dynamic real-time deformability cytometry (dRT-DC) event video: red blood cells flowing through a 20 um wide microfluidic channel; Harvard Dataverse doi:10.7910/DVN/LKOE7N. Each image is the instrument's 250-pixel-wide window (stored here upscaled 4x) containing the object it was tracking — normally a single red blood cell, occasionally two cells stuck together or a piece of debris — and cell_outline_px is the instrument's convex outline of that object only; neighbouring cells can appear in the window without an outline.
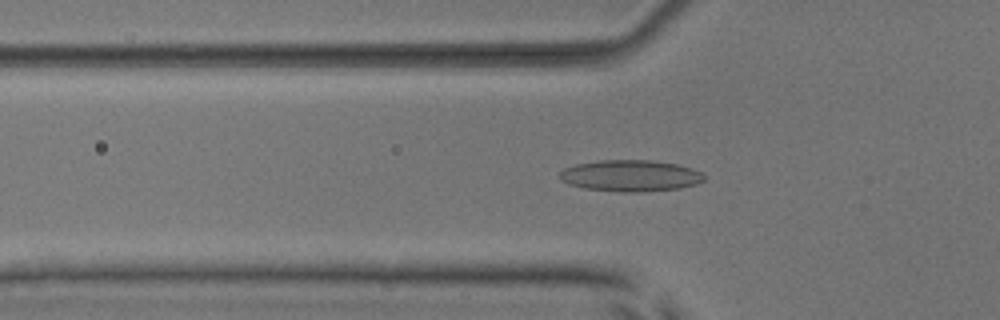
{"species": "common noctule bat (a hibernating species)", "species_latin": "Nyctalus noctula", "temperature_condition": "room temperature", "stored_images_in_passage": 51, "camera_frame_rate_fps": 3000, "um_per_image_px": 0.085, "animal": {"sex": "male", "body_mass_g": 17.9, "forearm_length_mm": 54.2}, "frame": {"image": 1, "passage_image": 16, "time_ms": 5.0, "image_size_px": [1000, 320], "cell_outline_px": [[704, 180], [696, 184], [680, 188], [644, 192], [620, 192], [584, 188], [568, 184], [560, 180], [560, 172], [564, 168], [576, 164], [600, 160], [648, 160], [676, 164], [692, 168], [700, 172], [704, 176]], "centroid_in_image_um": [53.57, 14.94], "position_along_channel_um": 72.2, "area_um2": 26.47}}
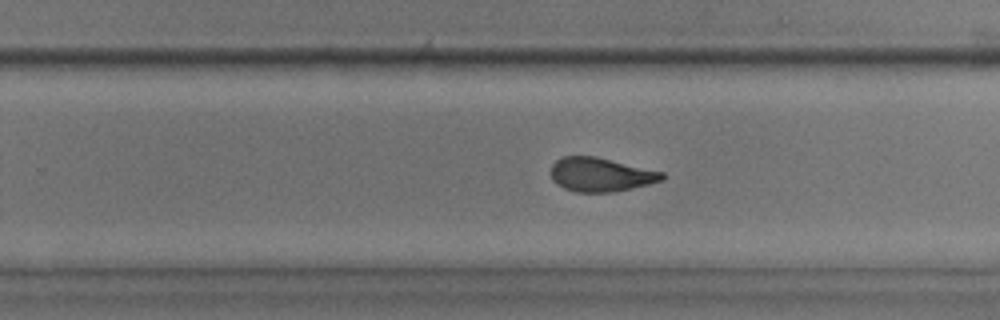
{"frame": {"image": 2, "passage_image": 32, "time_ms": 10.333, "image_size_px": [1000, 320], "cell_outline_px": [[664, 180], [632, 188], [612, 192], [576, 192], [564, 188], [556, 184], [552, 180], [552, 164], [556, 160], [564, 156], [596, 156], [664, 172]], "centroid_in_image_um": [51.06, 14.84], "position_along_channel_um": 278.7, "area_um2": 21.96}}
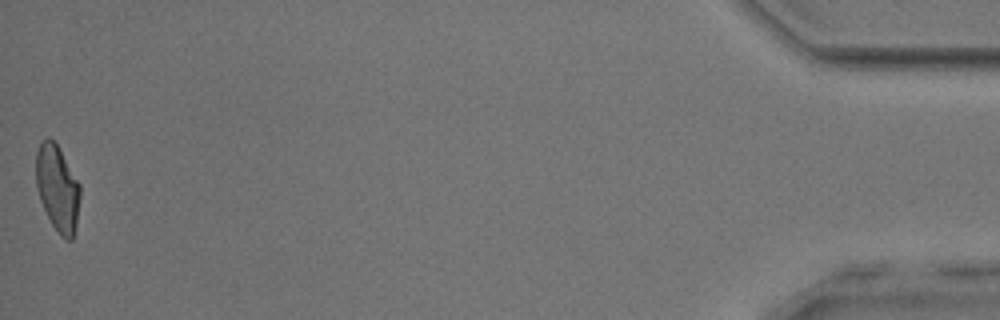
{"frame": {"image": 3, "passage_image": 51, "time_ms": 16.667, "image_size_px": [1000, 320], "cell_outline_px": [[80, 196], [76, 224], [72, 240], [68, 240], [60, 236], [52, 224], [40, 200], [36, 188], [36, 152], [40, 140], [48, 136], [56, 144], [80, 184]], "centroid_in_image_um": [4.87, 15.98], "position_along_channel_um": 430.3, "area_um2": 22.02}, "authors_computed_cell_mechanics": {"area_um2": 23.0044, "velocity_mm_per_s": 3.8762, "shape_relaxation_time_tau1_ms": 5.3419, "shape_relaxation_time_tau2_ms": 1.7523, "deformation_change_tau1": 0.1705, "deformation_change_tau2": 0.0792}}